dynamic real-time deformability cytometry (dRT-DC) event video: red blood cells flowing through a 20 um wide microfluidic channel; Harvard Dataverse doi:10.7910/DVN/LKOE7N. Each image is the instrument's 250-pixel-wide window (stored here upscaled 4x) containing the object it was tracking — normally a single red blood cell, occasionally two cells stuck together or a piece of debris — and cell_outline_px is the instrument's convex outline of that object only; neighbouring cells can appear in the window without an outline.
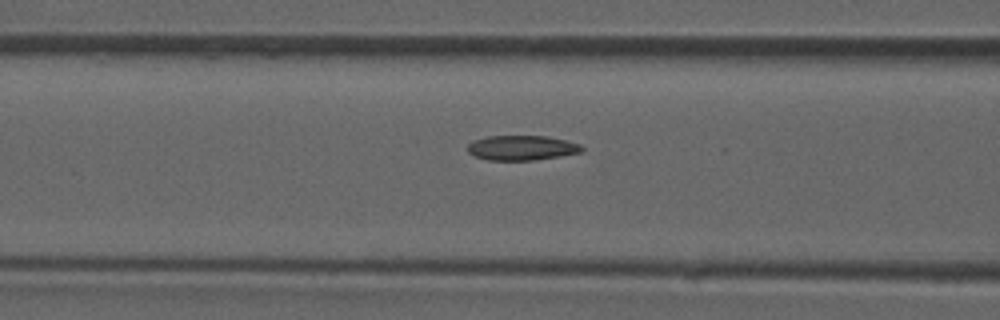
{"species": "common noctule bat (a hibernating species)", "species_latin": "Nyctalus noctula", "temperature_condition": "room temperature", "stored_images_in_passage": 44, "camera_frame_rate_fps": 3000, "um_per_image_px": 0.085, "animal": {"sex": "male", "forearm_length_mm": 52.5}, "frame": {"image": 1, "passage_image": 19, "time_ms": 6.0, "image_size_px": [1000, 320], "cell_outline_px": [[584, 148], [580, 152], [560, 156], [532, 160], [488, 160], [476, 156], [468, 152], [468, 144], [472, 140], [488, 136], [548, 136], [580, 144]], "centroid_in_image_um": [44.33, 12.56], "position_along_channel_um": 122.3, "area_um2": 16.42}}